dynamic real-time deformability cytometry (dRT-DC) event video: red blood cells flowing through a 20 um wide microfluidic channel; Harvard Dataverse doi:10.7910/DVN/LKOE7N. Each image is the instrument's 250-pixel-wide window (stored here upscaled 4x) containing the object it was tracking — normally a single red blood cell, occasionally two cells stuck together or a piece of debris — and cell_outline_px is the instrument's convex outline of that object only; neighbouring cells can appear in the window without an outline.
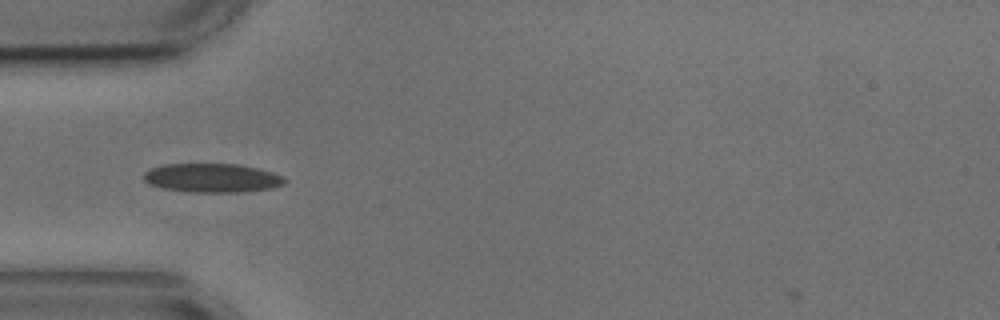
{"species": "common noctule bat (a hibernating species)", "species_latin": "Nyctalus noctula", "temperature_condition": "cold", "stored_images_in_passage": 39, "camera_frame_rate_fps": 3000, "um_per_image_px": 0.085, "animal": {"sex": "male", "body_mass_g": 17.9, "forearm_length_mm": 54.2}, "frame": {"image": 1, "passage_image": 1, "time_ms": 0.0, "image_size_px": [1000, 320], "cell_outline_px": [[288, 180], [284, 184], [272, 188], [236, 192], [192, 192], [164, 188], [148, 184], [144, 180], [144, 172], [152, 168], [164, 164], [236, 164], [256, 168], [272, 172], [284, 176]], "centroid_in_image_um": [18.04, 15.12], "position_along_channel_um": 67.0, "area_um2": 23.64}}
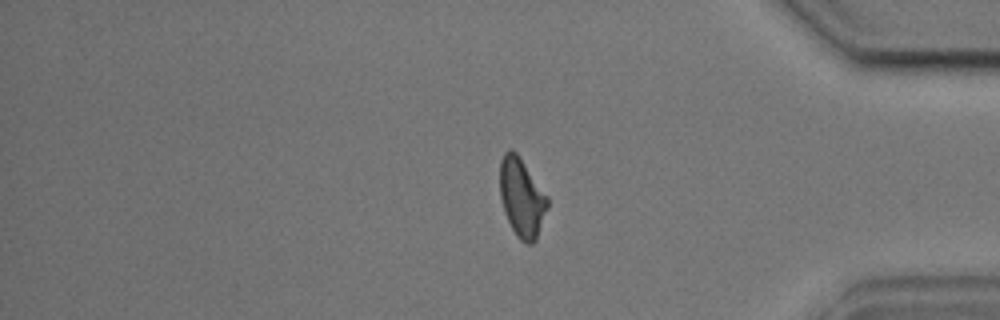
{"frame": {"image": 2, "passage_image": 30, "time_ms": 9.667, "image_size_px": [1000, 320], "cell_outline_px": [[548, 208], [536, 240], [532, 244], [524, 244], [516, 236], [504, 212], [500, 196], [500, 160], [504, 152], [508, 148], [512, 148], [516, 152], [548, 196]], "centroid_in_image_um": [44.35, 16.8], "position_along_channel_um": 390.9, "area_um2": 22.02}}
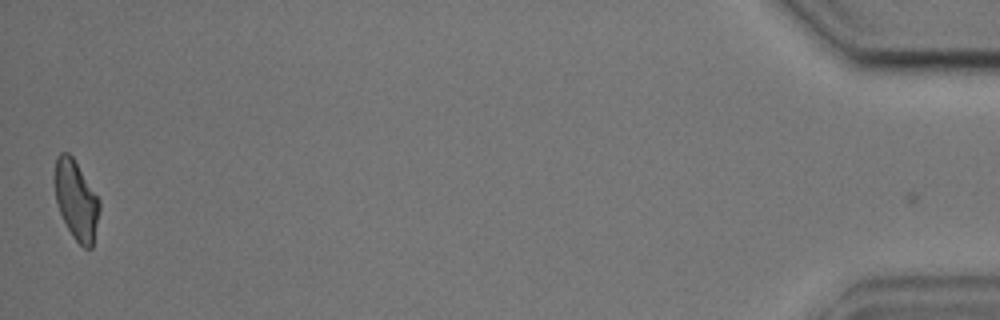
{"frame": {"image": 3, "passage_image": 39, "time_ms": 12.667, "image_size_px": [1000, 320], "cell_outline_px": [[100, 208], [92, 248], [84, 248], [72, 236], [60, 212], [56, 200], [52, 180], [52, 176], [56, 156], [60, 152], [68, 152], [72, 156], [100, 200]], "centroid_in_image_um": [6.44, 16.96], "position_along_channel_um": 428.8, "area_um2": 20.87}, "authors_computed_cell_mechanics": {"area_um2": 22.3686, "velocity_mm_per_s": 3.5979, "shape_relaxation_time_tau1_ms": 3.3765, "shape_relaxation_time_tau2_ms": 1.8387, "deformation_change_tau1": 0.1225, "deformation_change_tau2": 0.0926}}